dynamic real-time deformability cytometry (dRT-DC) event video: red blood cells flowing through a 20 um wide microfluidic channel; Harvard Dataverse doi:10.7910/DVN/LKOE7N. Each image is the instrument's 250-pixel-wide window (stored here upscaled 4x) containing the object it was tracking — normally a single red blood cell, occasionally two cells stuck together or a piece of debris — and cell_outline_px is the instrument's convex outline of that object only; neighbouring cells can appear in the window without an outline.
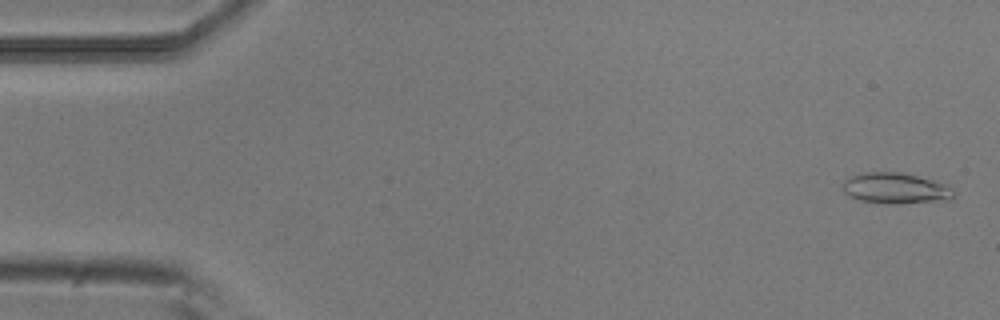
{"species": "common noctule bat (a hibernating species)", "species_latin": "Nyctalus noctula", "temperature_condition": "room temperature", "stored_images_in_passage": 53, "camera_frame_rate_fps": 3000, "um_per_image_px": 0.085, "animal": {"sex": "male", "body_mass_g": 20.5, "forearm_length_mm": 52.5}, "frame": {"image": 1, "passage_image": 2, "time_ms": 0.333, "image_size_px": [1000, 320], "cell_outline_px": [[956, 196], [948, 200], [896, 204], [860, 200], [848, 196], [844, 192], [844, 180], [848, 176], [868, 172], [900, 172], [932, 180], [944, 184], [952, 188], [956, 192]], "centroid_in_image_um": [76.14, 16.01], "position_along_channel_um": 8.9, "area_um2": 19.88}}
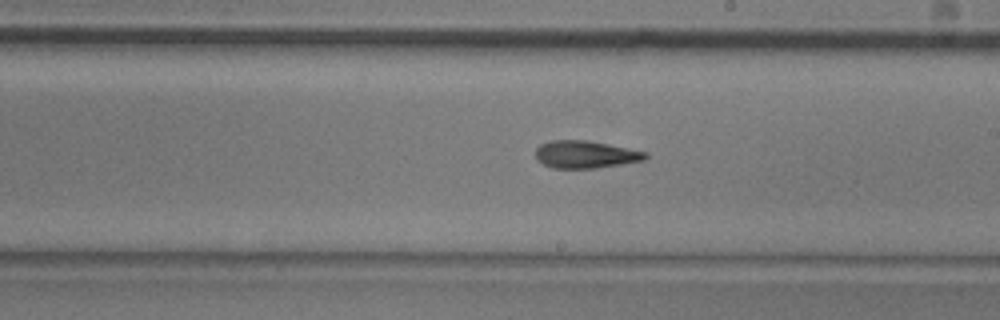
{"frame": {"image": 2, "passage_image": 30, "time_ms": 9.667, "image_size_px": [1000, 320], "cell_outline_px": [[648, 156], [644, 160], [596, 168], [552, 168], [536, 160], [536, 148], [540, 144], [552, 140], [588, 140], [648, 152]], "centroid_in_image_um": [49.75, 13.12], "position_along_channel_um": 239.3, "area_um2": 17.57}}
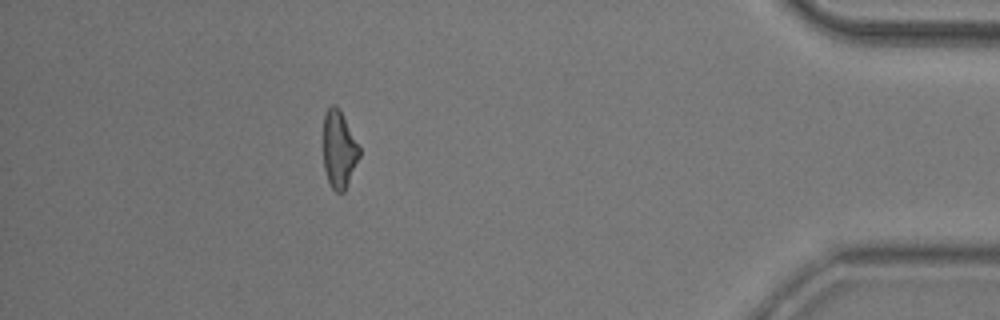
{"frame": {"image": 3, "passage_image": 47, "time_ms": 15.333, "image_size_px": [1000, 320], "cell_outline_px": [[360, 156], [344, 192], [336, 192], [332, 188], [328, 180], [324, 168], [324, 116], [328, 108], [332, 104], [336, 104], [340, 108], [360, 148]], "centroid_in_image_um": [28.82, 12.68], "position_along_channel_um": 406.4, "area_um2": 16.18}, "authors_computed_cell_mechanics": {"area_um2": 17.6868, "velocity_mm_per_s": 3.8496, "shape_relaxation_time_tau1_ms": null, "shape_relaxation_time_tau2_ms": 8.3672, "deformation_change_tau1": null, "deformation_change_tau2": 0.21}}